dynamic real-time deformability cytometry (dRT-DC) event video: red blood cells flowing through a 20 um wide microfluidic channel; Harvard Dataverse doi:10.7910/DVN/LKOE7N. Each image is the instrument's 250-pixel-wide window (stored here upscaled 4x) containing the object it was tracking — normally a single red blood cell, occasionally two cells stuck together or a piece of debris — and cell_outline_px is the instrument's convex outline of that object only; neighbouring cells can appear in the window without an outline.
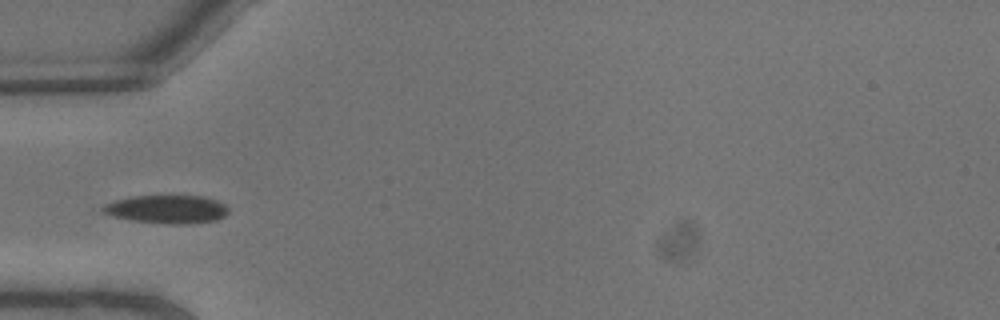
{"species": "common noctule bat (a hibernating species)", "species_latin": "Nyctalus noctula", "temperature_condition": "warm", "stored_images_in_passage": 3, "camera_frame_rate_fps": 3000, "um_per_image_px": 0.085, "animal": {"sex": "male", "body_mass_g": 13.3}, "frame": {"image": 1, "passage_image": 1, "time_ms": 0.0, "image_size_px": [1000, 320], "cell_outline_px": [[228, 212], [224, 216], [216, 220], [180, 224], [172, 224], [128, 220], [112, 216], [104, 212], [100, 208], [104, 204], [116, 200], [132, 196], [204, 196], [216, 200], [224, 204], [228, 208]], "centroid_in_image_um": [14.16, 17.78], "position_along_channel_um": 70.8, "area_um2": 20.58}}
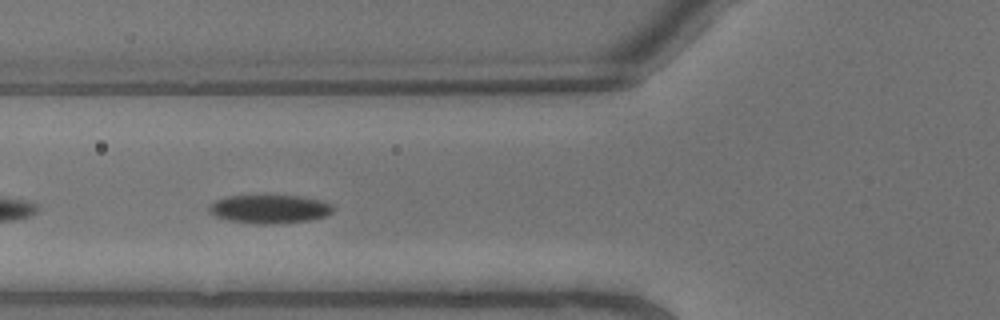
{"frame": {"image": 2, "passage_image": 2, "time_ms": 0.333, "image_size_px": [1000, 320], "cell_outline_px": [[336, 208], [328, 216], [308, 220], [276, 224], [260, 224], [228, 220], [212, 216], [208, 212], [208, 204], [216, 200], [228, 196], [300, 196], [320, 200], [332, 204]], "centroid_in_image_um": [22.9, 17.77], "position_along_channel_um": 102.9, "area_um2": 20.81}}